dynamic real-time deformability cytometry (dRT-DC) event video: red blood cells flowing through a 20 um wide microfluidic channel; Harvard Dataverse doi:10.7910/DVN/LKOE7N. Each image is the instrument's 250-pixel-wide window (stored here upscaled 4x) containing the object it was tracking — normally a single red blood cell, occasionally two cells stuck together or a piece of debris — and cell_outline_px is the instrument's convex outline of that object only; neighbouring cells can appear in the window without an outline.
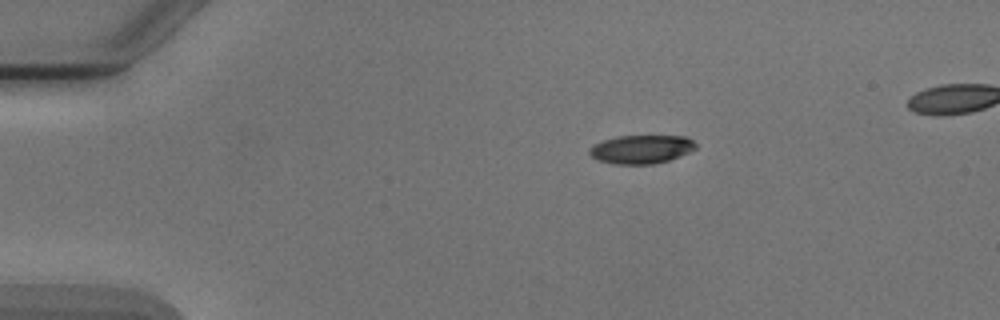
{"species": "Egyptian fruit bat (a non-hibernating species)", "species_latin": "Rousettus aegyptiacus", "temperature_condition": "cold", "stored_images_in_passage": 3, "camera_frame_rate_fps": 3000, "um_per_image_px": 0.085, "animal": {"sex": "male"}, "frame": {"image": 1, "passage_image": 1, "time_ms": 0.0, "image_size_px": [1000, 320], "cell_outline_px": [[696, 148], [680, 156], [668, 160], [652, 164], [612, 164], [600, 160], [592, 156], [588, 152], [588, 148], [592, 144], [616, 136], [688, 136], [696, 144]], "centroid_in_image_um": [54.49, 12.68], "position_along_channel_um": 30.5, "area_um2": 17.69}}